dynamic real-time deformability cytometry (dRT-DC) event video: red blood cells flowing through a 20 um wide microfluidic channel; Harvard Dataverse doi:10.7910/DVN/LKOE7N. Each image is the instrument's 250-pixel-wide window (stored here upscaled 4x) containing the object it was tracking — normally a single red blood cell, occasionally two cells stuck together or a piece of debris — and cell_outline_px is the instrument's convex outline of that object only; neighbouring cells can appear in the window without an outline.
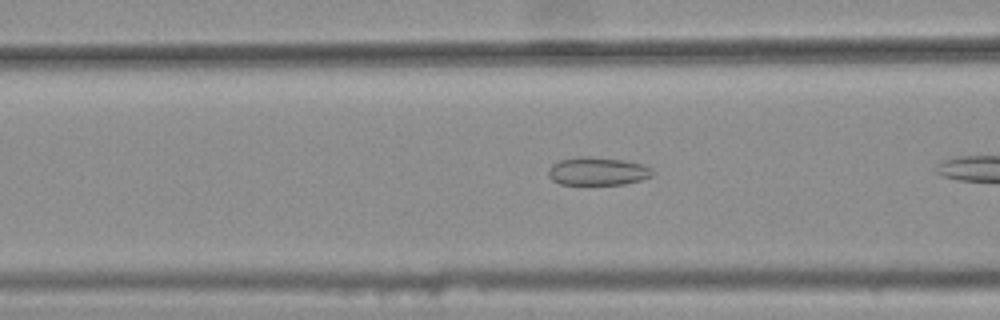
{"species": "common noctule bat (a hibernating species)", "species_latin": "Nyctalus noctula", "temperature_condition": "warm", "stored_images_in_passage": 34, "camera_frame_rate_fps": 3000, "um_per_image_px": 0.085, "animal": {"sex": "female", "body_mass_g": 25.1}, "frame": {"image": 1, "passage_image": 8, "time_ms": 2.333, "image_size_px": [1000, 320], "cell_outline_px": [[656, 172], [652, 176], [640, 180], [624, 184], [560, 184], [552, 180], [548, 176], [548, 168], [552, 164], [560, 160], [580, 156], [588, 156], [624, 160], [640, 164], [652, 168]], "centroid_in_image_um": [50.79, 14.55], "position_along_channel_um": 115.8, "area_um2": 17.11}}
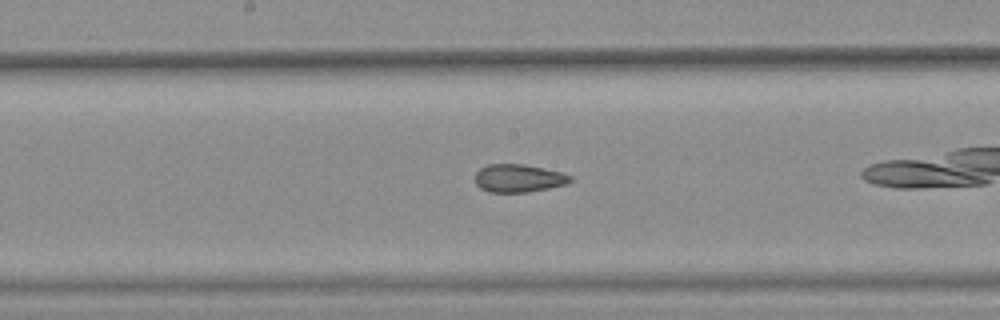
{"frame": {"image": 2, "passage_image": 15, "time_ms": 4.667, "image_size_px": [1000, 320], "cell_outline_px": [[572, 180], [564, 184], [548, 188], [528, 192], [488, 192], [480, 188], [476, 184], [476, 172], [480, 168], [488, 164], [524, 164], [544, 168], [560, 172], [572, 176]], "centroid_in_image_um": [44.05, 15.14], "position_along_channel_um": 204.1, "area_um2": 15.43}}
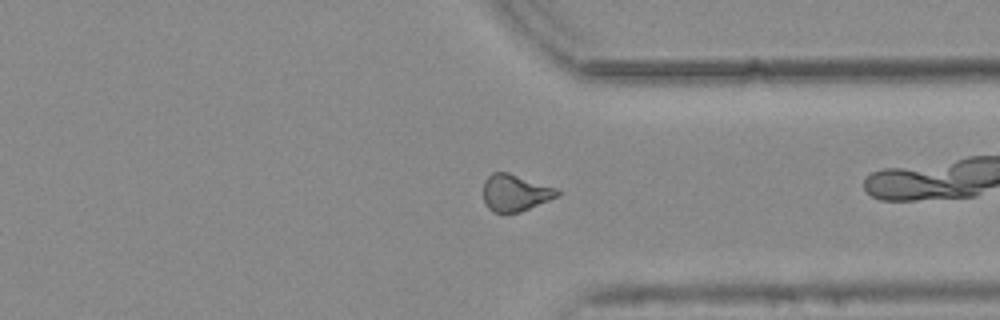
{"frame": {"image": 3, "passage_image": 28, "time_ms": 9.0, "image_size_px": [1000, 320], "cell_outline_px": [[560, 196], [520, 212], [492, 212], [488, 208], [484, 200], [484, 180], [492, 172], [508, 172], [556, 188], [560, 192]], "centroid_in_image_um": [43.79, 16.38], "position_along_channel_um": 367.6, "area_um2": 15.84}, "authors_computed_cell_mechanics": {"area_um2": 15.8083, "velocity_mm_per_s": 3.7888, "shape_relaxation_time_tau1_ms": null, "shape_relaxation_time_tau2_ms": 2.5039, "deformation_change_tau1": null, "deformation_change_tau2": 0.1024}}